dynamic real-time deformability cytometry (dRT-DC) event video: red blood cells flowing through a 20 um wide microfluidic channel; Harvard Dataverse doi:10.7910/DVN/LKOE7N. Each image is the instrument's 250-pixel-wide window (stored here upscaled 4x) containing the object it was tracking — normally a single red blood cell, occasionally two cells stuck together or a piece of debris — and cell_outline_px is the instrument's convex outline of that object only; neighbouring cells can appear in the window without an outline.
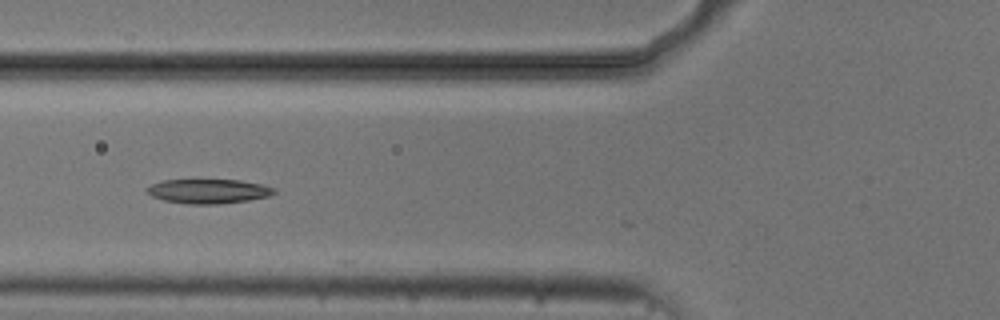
{"species": "common noctule bat (a hibernating species)", "species_latin": "Nyctalus noctula", "temperature_condition": "cold", "stored_images_in_passage": 4, "camera_frame_rate_fps": 3000, "um_per_image_px": 0.085, "animal": {"sex": "male", "body_mass_g": 20.5, "forearm_length_mm": 52.5}, "frame": {"image": 1, "passage_image": 4, "time_ms": 3.0, "image_size_px": [1000, 320], "cell_outline_px": [[276, 192], [272, 196], [248, 200], [216, 204], [188, 204], [164, 200], [152, 196], [144, 192], [144, 188], [160, 180], [240, 180], [260, 184], [276, 188]], "centroid_in_image_um": [17.69, 16.25], "position_along_channel_um": 108.1, "area_um2": 18.21}}